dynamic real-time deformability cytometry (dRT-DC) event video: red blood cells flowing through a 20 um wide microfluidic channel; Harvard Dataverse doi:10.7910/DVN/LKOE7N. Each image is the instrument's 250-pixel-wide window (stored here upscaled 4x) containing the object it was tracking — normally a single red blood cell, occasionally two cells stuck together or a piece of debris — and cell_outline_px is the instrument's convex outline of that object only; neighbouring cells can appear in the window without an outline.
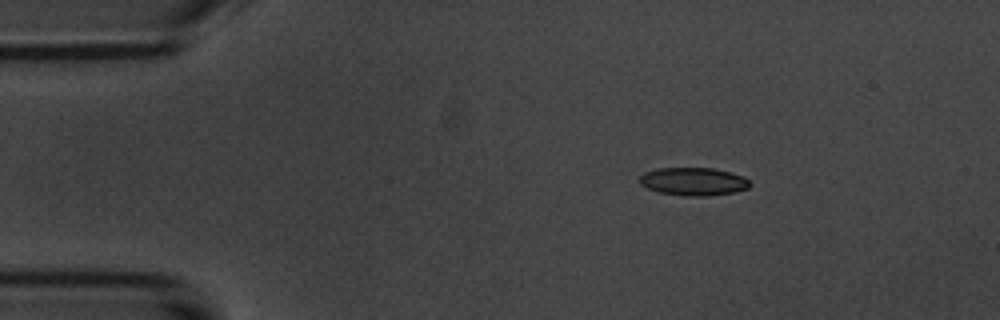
{"species": "common noctule bat (a hibernating species)", "species_latin": "Nyctalus noctula", "temperature_condition": "room temperature", "stored_images_in_passage": 47, "camera_frame_rate_fps": 3000, "um_per_image_px": 0.085, "animal": {"sex": "male", "body_mass_g": 20.1, "forearm_length_mm": 53.5}, "frame": {"image": 1, "passage_image": 1, "time_ms": 0.0, "image_size_px": [1000, 320], "cell_outline_px": [[752, 184], [748, 188], [732, 192], [708, 196], [684, 196], [660, 192], [648, 188], [640, 184], [640, 176], [644, 172], [656, 168], [712, 168], [744, 176]], "centroid_in_image_um": [58.93, 15.42], "position_along_channel_um": 26.1, "area_um2": 17.92}}
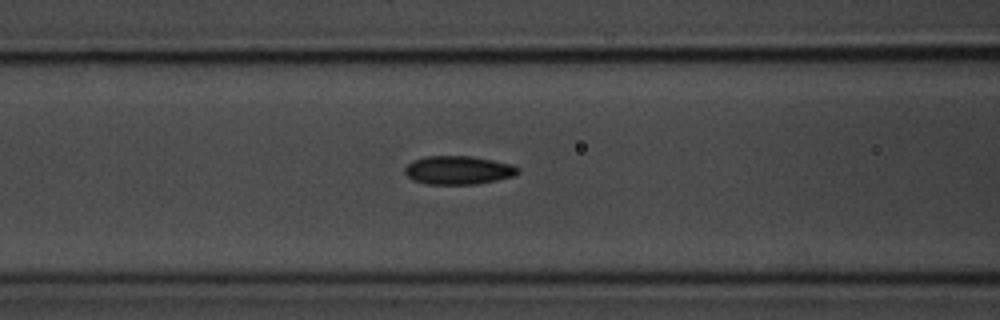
{"frame": {"image": 2, "passage_image": 14, "time_ms": 4.333, "image_size_px": [1000, 320], "cell_outline_px": [[520, 172], [512, 176], [496, 180], [476, 184], [428, 184], [412, 180], [404, 172], [404, 168], [412, 160], [424, 156], [472, 156], [512, 164], [520, 168]], "centroid_in_image_um": [38.94, 14.46], "position_along_channel_um": 127.7, "area_um2": 18.84}}
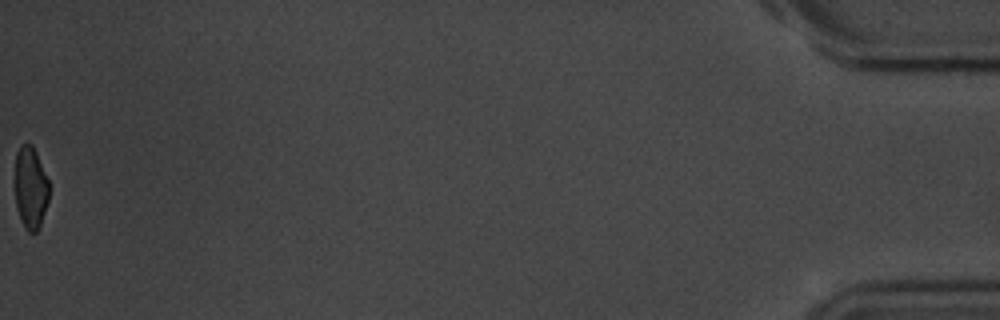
{"frame": {"image": 3, "passage_image": 47, "time_ms": 15.333, "image_size_px": [1000, 320], "cell_outline_px": [[48, 200], [40, 224], [36, 232], [28, 232], [24, 228], [20, 220], [16, 208], [16, 152], [20, 144], [32, 144], [36, 152], [48, 180]], "centroid_in_image_um": [2.59, 15.97], "position_along_channel_um": 432.6, "area_um2": 16.13}, "authors_computed_cell_mechanics": {"area_um2": 18.5538, "velocity_mm_per_s": 3.7055, "shape_relaxation_time_tau1_ms": 3.7023, "shape_relaxation_time_tau2_ms": 2.8097, "deformation_change_tau1": 0.1413, "deformation_change_tau2": 0.089}}